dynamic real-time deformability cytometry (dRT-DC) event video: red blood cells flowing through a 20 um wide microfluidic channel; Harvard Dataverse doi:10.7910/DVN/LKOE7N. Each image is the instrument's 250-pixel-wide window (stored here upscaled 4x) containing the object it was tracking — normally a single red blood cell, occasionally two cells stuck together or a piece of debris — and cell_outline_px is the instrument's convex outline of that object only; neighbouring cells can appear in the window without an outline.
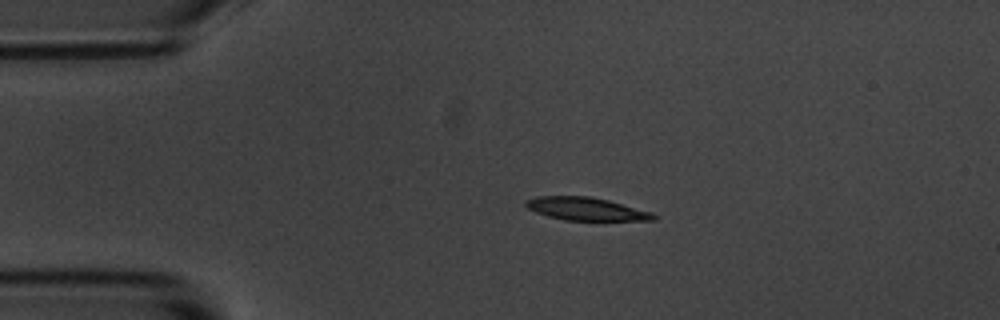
{"species": "common noctule bat (a hibernating species)", "species_latin": "Nyctalus noctula", "temperature_condition": "room temperature", "stored_images_in_passage": 44, "camera_frame_rate_fps": 3000, "um_per_image_px": 0.085, "animal": {"sex": "male", "body_mass_g": 20.1, "forearm_length_mm": 53.5}, "frame": {"image": 1, "passage_image": 1, "time_ms": 0.0, "image_size_px": [1000, 320], "cell_outline_px": [[656, 220], [564, 220], [548, 216], [536, 212], [528, 208], [524, 204], [524, 200], [536, 196], [592, 196], [608, 200], [652, 212], [656, 216]], "centroid_in_image_um": [49.78, 17.75], "position_along_channel_um": 35.2, "area_um2": 17.05}}
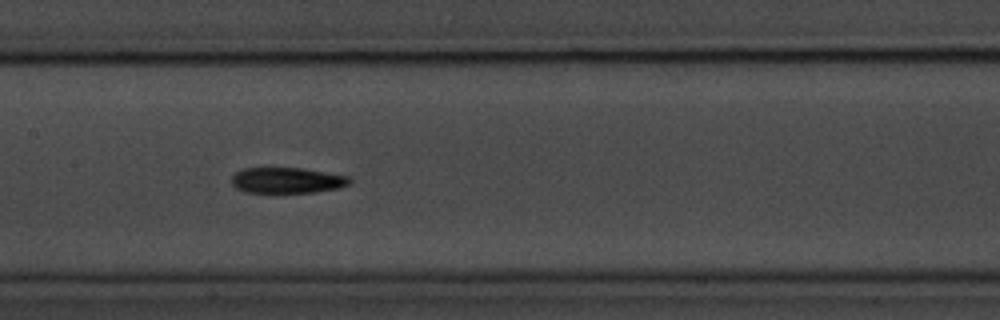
{"frame": {"image": 2, "passage_image": 16, "time_ms": 5.0, "image_size_px": [1000, 320], "cell_outline_px": [[352, 184], [336, 188], [316, 192], [244, 192], [236, 188], [232, 184], [232, 176], [236, 172], [244, 168], [304, 168], [352, 176]], "centroid_in_image_um": [24.46, 15.32], "position_along_channel_um": 182.9, "area_um2": 17.86}}
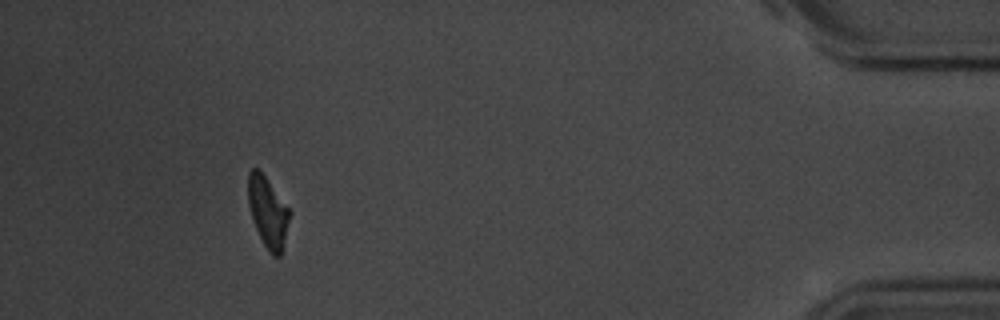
{"frame": {"image": 3, "passage_image": 40, "time_ms": 13.0, "image_size_px": [1000, 320], "cell_outline_px": [[292, 212], [280, 256], [272, 256], [268, 252], [256, 228], [248, 204], [248, 172], [252, 168], [256, 168], [264, 176]], "centroid_in_image_um": [22.78, 18.04], "position_along_channel_um": 412.4, "area_um2": 16.76}, "authors_computed_cell_mechanics": {"area_um2": 17.7735, "velocity_mm_per_s": 3.6533, "shape_relaxation_time_tau1_ms": 2.8898, "shape_relaxation_time_tau2_ms": 8.9823, "deformation_change_tau1": 0.1574, "deformation_change_tau2": 0.1831}}